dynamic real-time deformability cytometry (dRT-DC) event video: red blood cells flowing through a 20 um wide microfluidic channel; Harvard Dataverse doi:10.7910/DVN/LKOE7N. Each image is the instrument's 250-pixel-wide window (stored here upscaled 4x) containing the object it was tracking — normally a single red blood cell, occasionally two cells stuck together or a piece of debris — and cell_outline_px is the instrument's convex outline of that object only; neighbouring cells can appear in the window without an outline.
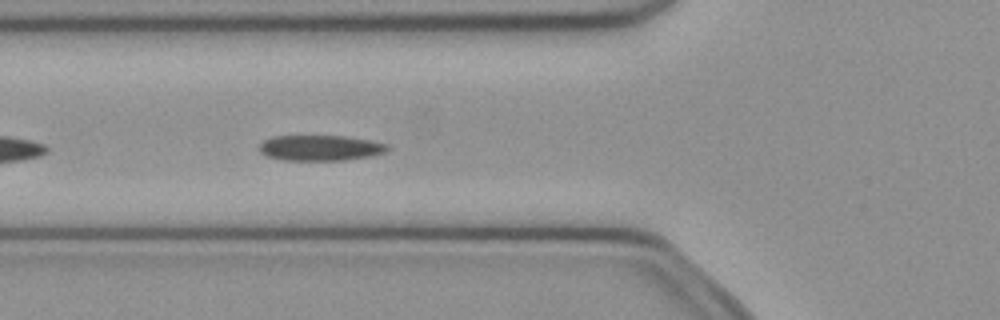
{"species": "common noctule bat (a hibernating species)", "species_latin": "Nyctalus noctula", "temperature_condition": "cold", "stored_images_in_passage": 35, "camera_frame_rate_fps": 3000, "um_per_image_px": 0.085, "animal": {"sex": "female", "body_mass_g": 21.9}, "frame": {"image": 1, "passage_image": 5, "time_ms": 1.333, "image_size_px": [1000, 320], "cell_outline_px": [[392, 148], [384, 152], [372, 156], [344, 160], [284, 160], [264, 156], [260, 152], [260, 144], [264, 140], [272, 136], [344, 136], [368, 140], [388, 144]], "centroid_in_image_um": [27.22, 12.57], "position_along_channel_um": 98.6, "area_um2": 19.13}}
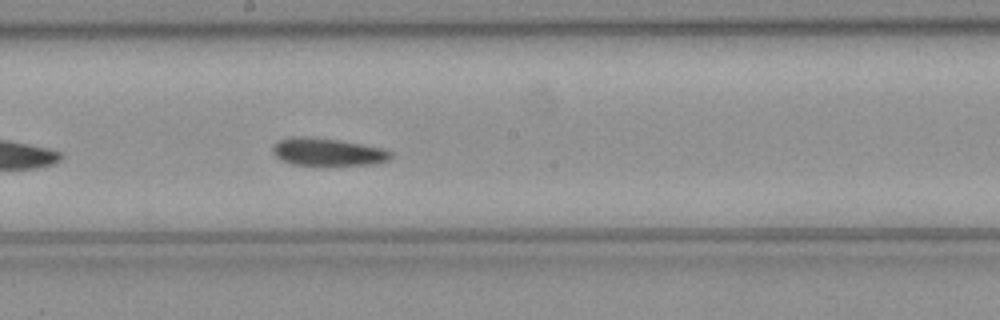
{"frame": {"image": 2, "passage_image": 14, "time_ms": 4.333, "image_size_px": [1000, 320], "cell_outline_px": [[392, 156], [388, 160], [376, 164], [292, 164], [280, 160], [272, 152], [272, 144], [280, 140], [292, 136], [308, 136], [340, 140], [384, 148], [392, 152]], "centroid_in_image_um": [27.83, 12.89], "position_along_channel_um": 220.4, "area_um2": 18.96}}
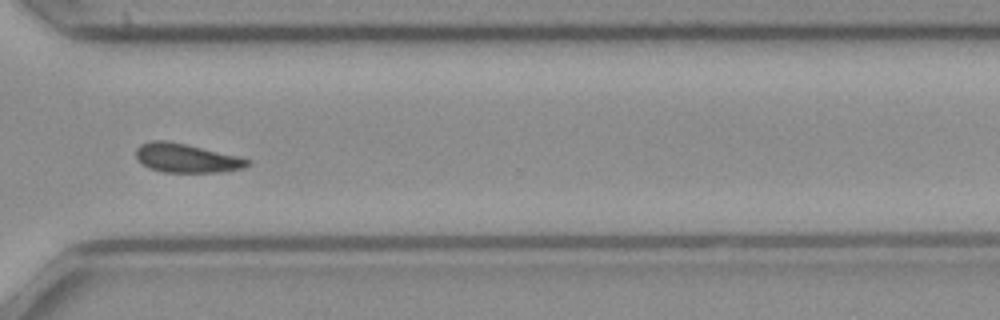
{"frame": {"image": 3, "passage_image": 24, "time_ms": 7.667, "image_size_px": [1000, 320], "cell_outline_px": [[252, 164], [244, 168], [220, 172], [164, 172], [148, 168], [136, 156], [136, 148], [140, 144], [152, 140], [168, 140], [236, 156], [252, 160]], "centroid_in_image_um": [15.85, 13.44], "position_along_channel_um": 354.7, "area_um2": 18.67}, "authors_computed_cell_mechanics": {"area_um2": 18.9006, "velocity_mm_per_s": 4.0353, "shape_relaxation_time_tau1_ms": 7.8486, "shape_relaxation_time_tau2_ms": 10.1886, "deformation_change_tau1": 0.139, "deformation_change_tau2": 0.1477}}